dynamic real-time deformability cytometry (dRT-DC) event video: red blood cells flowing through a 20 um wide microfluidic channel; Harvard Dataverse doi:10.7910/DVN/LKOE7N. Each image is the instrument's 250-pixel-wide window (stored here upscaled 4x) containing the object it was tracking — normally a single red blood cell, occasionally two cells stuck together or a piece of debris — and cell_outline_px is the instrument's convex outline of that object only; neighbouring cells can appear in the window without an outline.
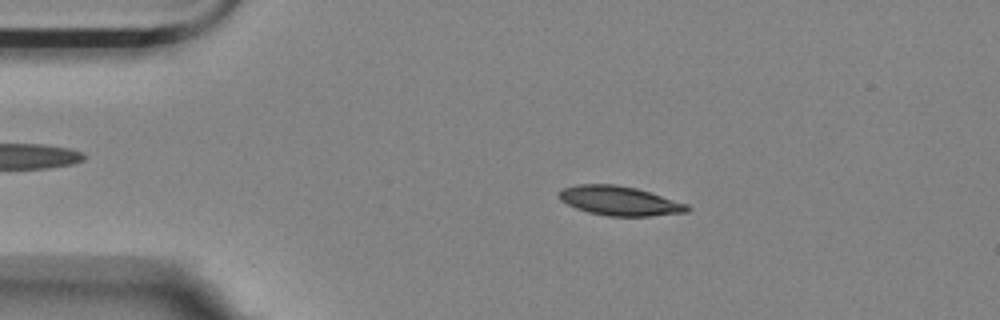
{"species": "Egyptian fruit bat (a non-hibernating species)", "species_latin": "Rousettus aegyptiacus", "temperature_condition": "room temperature", "stored_images_in_passage": 47, "camera_frame_rate_fps": 3000, "um_per_image_px": 0.085, "animal": {"sex": "female"}, "frame": {"image": 1, "passage_image": 10, "time_ms": 3.0, "image_size_px": [1000, 320], "cell_outline_px": [[692, 208], [688, 212], [648, 216], [608, 216], [588, 212], [576, 208], [560, 200], [560, 192], [564, 188], [576, 184], [616, 184], [636, 188], [688, 204]], "centroid_in_image_um": [52.69, 17.07], "position_along_channel_um": 32.3, "area_um2": 21.79}}
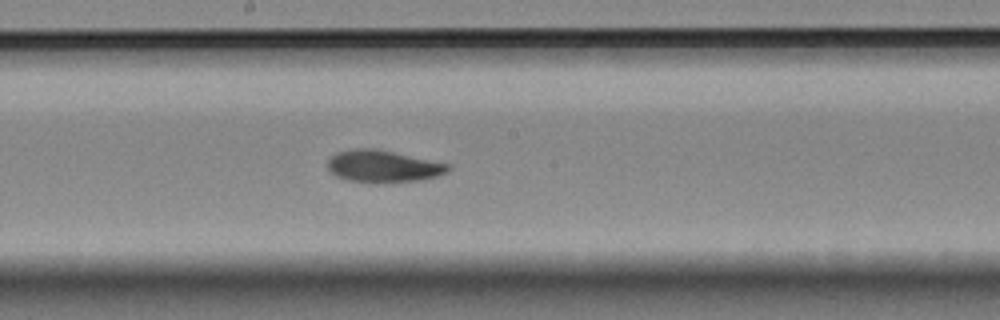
{"frame": {"image": 2, "passage_image": 29, "time_ms": 9.333, "image_size_px": [1000, 320], "cell_outline_px": [[452, 168], [448, 172], [436, 176], [420, 180], [380, 184], [376, 184], [348, 180], [336, 176], [328, 168], [328, 160], [336, 152], [356, 148], [376, 148], [452, 164]], "centroid_in_image_um": [32.6, 14.14], "position_along_channel_um": 215.6, "area_um2": 22.95}}
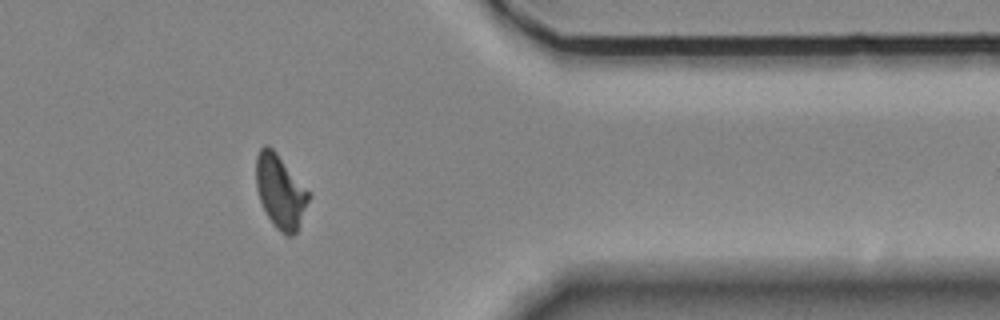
{"frame": {"image": 3, "passage_image": 45, "time_ms": 14.667, "image_size_px": [1000, 320], "cell_outline_px": [[312, 196], [296, 232], [292, 236], [284, 236], [272, 224], [260, 200], [256, 188], [256, 156], [260, 148], [264, 144], [268, 144], [276, 152]], "centroid_in_image_um": [23.82, 16.29], "position_along_channel_um": 387.6, "area_um2": 22.48}, "authors_computed_cell_mechanics": {"area_um2": 22.3108, "velocity_mm_per_s": 3.5443, "shape_relaxation_time_tau1_ms": 4.0553, "shape_relaxation_time_tau2_ms": 4.472, "deformation_change_tau1": 0.1318, "deformation_change_tau2": 0.0869}}